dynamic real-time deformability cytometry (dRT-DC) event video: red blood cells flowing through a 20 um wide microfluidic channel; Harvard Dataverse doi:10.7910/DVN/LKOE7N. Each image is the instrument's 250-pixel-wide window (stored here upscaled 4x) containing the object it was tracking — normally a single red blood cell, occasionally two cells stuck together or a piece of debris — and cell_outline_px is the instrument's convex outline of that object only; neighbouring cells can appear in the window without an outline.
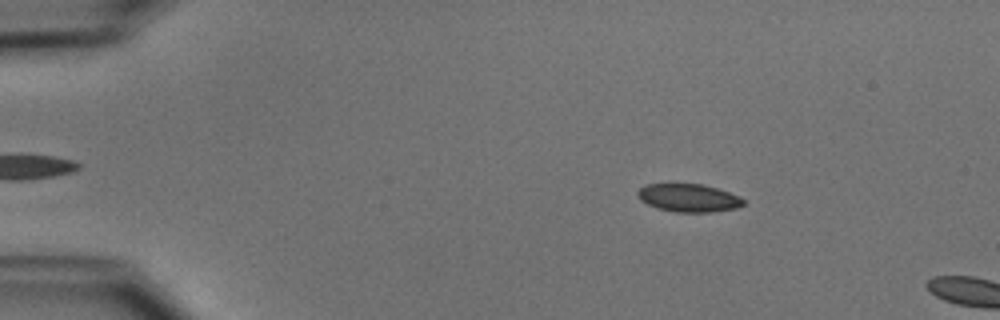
{"species": "common noctule bat (a hibernating species)", "species_latin": "Nyctalus noctula", "temperature_condition": "cold", "stored_images_in_passage": 11, "camera_frame_rate_fps": 3000, "um_per_image_px": 0.085, "animal": {"sex": "male", "body_mass_g": 15.6}, "frame": {"image": 1, "passage_image": 8, "time_ms": 2.333, "image_size_px": [1000, 320], "cell_outline_px": [[744, 204], [736, 208], [712, 212], [676, 212], [656, 208], [640, 200], [636, 192], [644, 184], [704, 184], [740, 196], [744, 200]], "centroid_in_image_um": [58.52, 16.82], "position_along_channel_um": 26.5, "area_um2": 17.28}}